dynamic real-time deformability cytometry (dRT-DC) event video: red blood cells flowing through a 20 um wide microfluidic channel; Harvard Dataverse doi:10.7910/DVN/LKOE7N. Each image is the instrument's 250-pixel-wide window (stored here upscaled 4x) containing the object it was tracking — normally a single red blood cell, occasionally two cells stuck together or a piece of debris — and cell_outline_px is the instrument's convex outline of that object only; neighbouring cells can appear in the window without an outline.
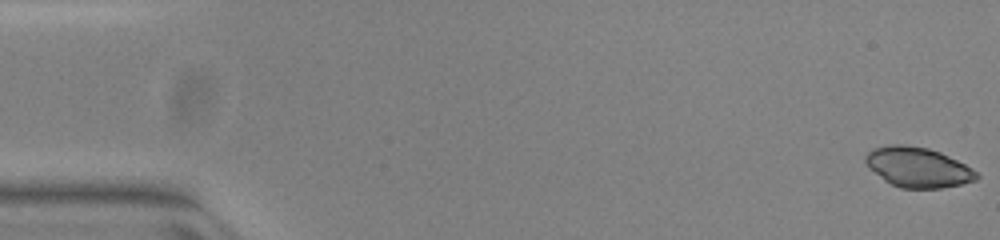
{"species": "common noctule bat (a hibernating species)", "species_latin": "Nyctalus noctula", "temperature_condition": "warm", "stored_images_in_passage": 52, "camera_frame_rate_fps": 3000, "um_per_image_px": 0.085, "animal": {"sex": "female", "body_mass_g": 23.0, "forearm_length_mm": 53.4}, "frame": {"image": 1, "passage_image": 1, "time_ms": 0.0, "image_size_px": [1000, 240], "cell_outline_px": [[980, 176], [976, 180], [960, 184], [940, 188], [900, 188], [884, 180], [868, 168], [864, 160], [864, 156], [872, 148], [888, 144], [904, 144], [928, 148], [940, 152], [972, 168]], "centroid_in_image_um": [77.97, 14.2], "position_along_channel_um": 7.0, "area_um2": 25.95}}
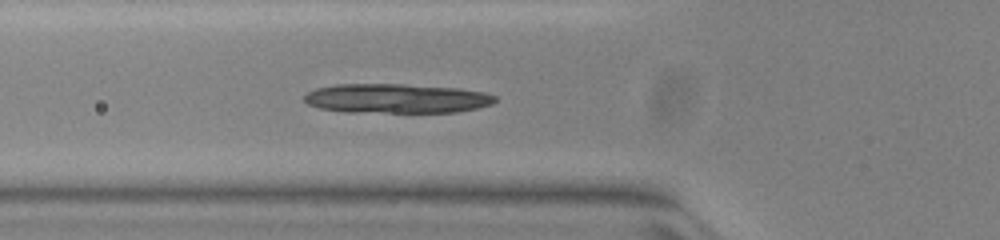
{"frame": {"image": 2, "passage_image": 19, "time_ms": 6.0, "image_size_px": [1000, 240], "cell_outline_px": [[496, 100], [492, 104], [476, 108], [456, 112], [348, 112], [320, 108], [308, 104], [304, 100], [304, 96], [308, 92], [316, 88], [336, 84], [404, 84], [456, 88], [484, 92], [496, 96]], "centroid_in_image_um": [33.69, 8.36], "position_along_channel_um": 92.1, "area_um2": 32.6}}
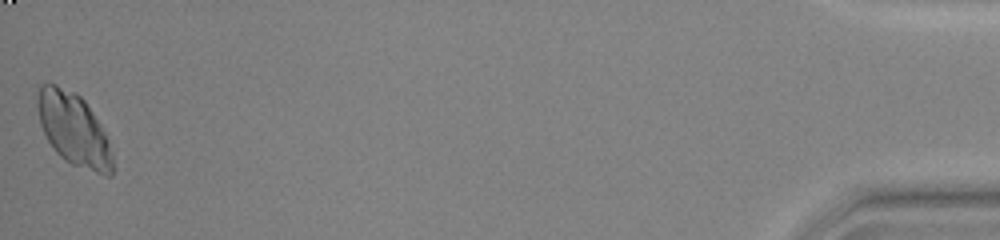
{"frame": {"image": 3, "passage_image": 52, "time_ms": 17.0, "image_size_px": [1000, 240], "cell_outline_px": [[112, 176], [104, 176], [72, 164], [64, 160], [56, 152], [48, 140], [40, 124], [36, 100], [40, 88], [48, 80], [76, 92], [84, 100], [100, 124], [104, 132], [112, 152]], "centroid_in_image_um": [6.25, 10.98], "position_along_channel_um": 429.0, "area_um2": 31.79}}